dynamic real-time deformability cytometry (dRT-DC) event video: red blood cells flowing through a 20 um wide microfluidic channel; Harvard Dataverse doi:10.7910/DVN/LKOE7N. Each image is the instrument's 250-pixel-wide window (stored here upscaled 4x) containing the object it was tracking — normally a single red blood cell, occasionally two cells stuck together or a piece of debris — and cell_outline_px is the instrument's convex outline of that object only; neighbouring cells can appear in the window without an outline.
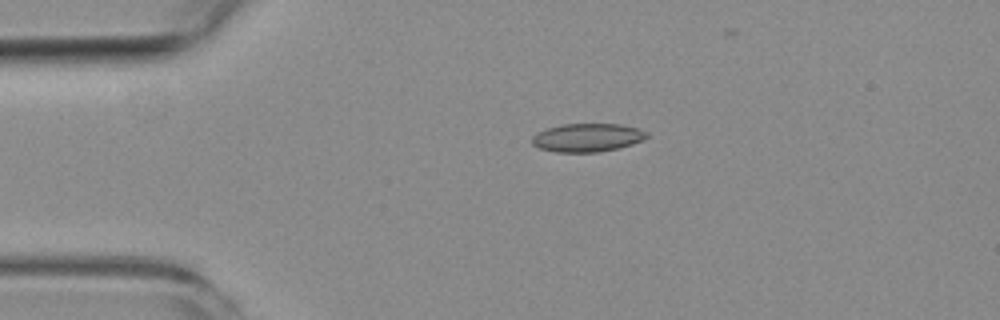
{"species": "common noctule bat (a hibernating species)", "species_latin": "Nyctalus noctula", "temperature_condition": "room temperature", "stored_images_in_passage": 5, "camera_frame_rate_fps": 3000, "um_per_image_px": 0.085, "animal": {"sex": "female", "body_mass_g": 19.3, "forearm_length_mm": 54.1}, "frame": {"image": 1, "passage_image": 4, "time_ms": 3.333, "image_size_px": [1000, 320], "cell_outline_px": [[648, 136], [644, 140], [620, 148], [596, 152], [556, 152], [540, 148], [532, 144], [532, 136], [536, 132], [548, 128], [564, 124], [620, 124], [636, 128], [648, 132]], "centroid_in_image_um": [49.93, 11.7], "position_along_channel_um": 35.1, "area_um2": 18.96}}